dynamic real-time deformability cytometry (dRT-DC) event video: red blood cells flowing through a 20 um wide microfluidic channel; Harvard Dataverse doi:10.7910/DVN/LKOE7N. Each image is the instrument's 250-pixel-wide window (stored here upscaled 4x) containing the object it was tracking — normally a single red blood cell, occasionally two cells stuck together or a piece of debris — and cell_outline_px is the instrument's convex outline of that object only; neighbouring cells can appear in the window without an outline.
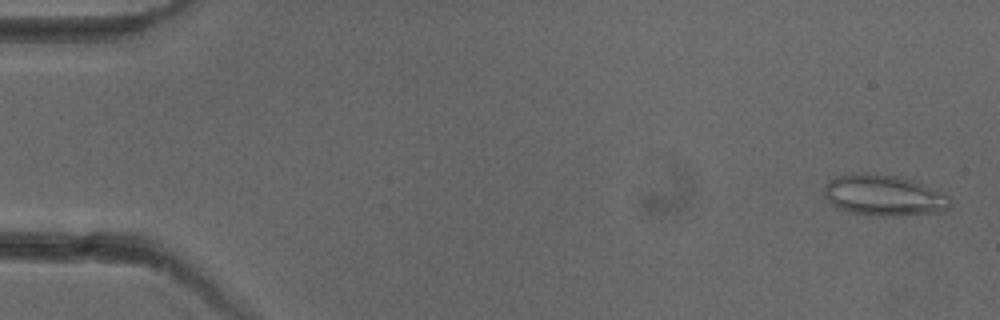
{"species": "common noctule bat (a hibernating species)", "species_latin": "Nyctalus noctula", "temperature_condition": "cold", "stored_images_in_passage": 52, "camera_frame_rate_fps": 3000, "um_per_image_px": 0.085, "animal": {"sex": "female"}, "frame": {"image": 1, "passage_image": 2, "time_ms": 0.333, "image_size_px": [1000, 320], "cell_outline_px": [[952, 204], [948, 208], [932, 212], [896, 216], [876, 216], [852, 212], [840, 208], [832, 204], [828, 200], [824, 192], [824, 184], [836, 176], [852, 172], [868, 172], [896, 176], [912, 180], [944, 192], [952, 200]], "centroid_in_image_um": [75.11, 16.58], "position_along_channel_um": 9.9, "area_um2": 30.11}}
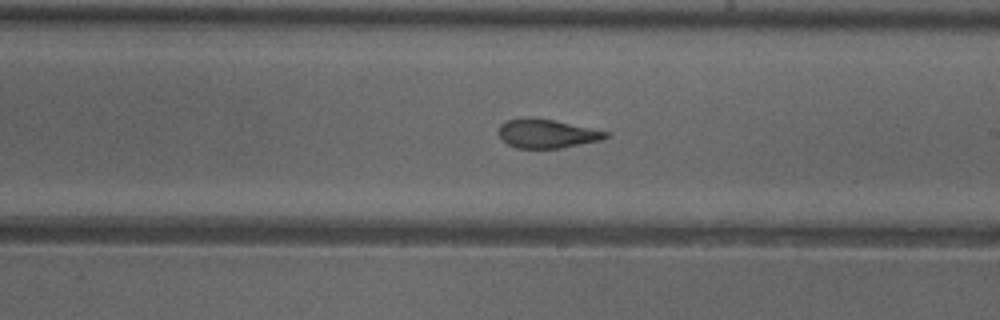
{"frame": {"image": 2, "passage_image": 30, "time_ms": 9.667, "image_size_px": [1000, 320], "cell_outline_px": [[612, 136], [600, 140], [560, 148], [516, 148], [508, 144], [500, 136], [500, 124], [504, 120], [524, 116], [528, 116], [552, 120], [612, 132]], "centroid_in_image_um": [46.5, 11.34], "position_along_channel_um": 242.5, "area_um2": 18.15}}
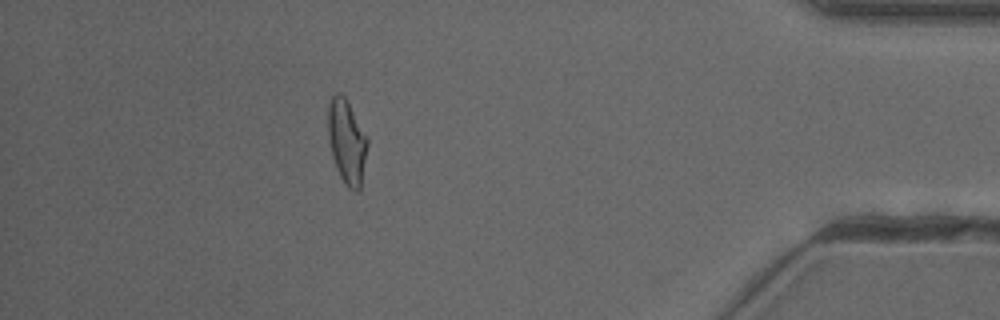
{"frame": {"image": 3, "passage_image": 46, "time_ms": 15.0, "image_size_px": [1000, 320], "cell_outline_px": [[368, 144], [360, 188], [356, 192], [348, 188], [344, 184], [336, 168], [332, 156], [328, 136], [328, 104], [332, 96], [336, 92], [340, 92], [344, 96], [368, 136]], "centroid_in_image_um": [29.48, 12.03], "position_along_channel_um": 405.7, "area_um2": 19.42}, "authors_computed_cell_mechanics": {"area_um2": 19.5653, "velocity_mm_per_s": 3.9836, "shape_relaxation_time_tau1_ms": 6.3314, "shape_relaxation_time_tau2_ms": 1.2644, "deformation_change_tau1": 0.1778, "deformation_change_tau2": 0.0846}}